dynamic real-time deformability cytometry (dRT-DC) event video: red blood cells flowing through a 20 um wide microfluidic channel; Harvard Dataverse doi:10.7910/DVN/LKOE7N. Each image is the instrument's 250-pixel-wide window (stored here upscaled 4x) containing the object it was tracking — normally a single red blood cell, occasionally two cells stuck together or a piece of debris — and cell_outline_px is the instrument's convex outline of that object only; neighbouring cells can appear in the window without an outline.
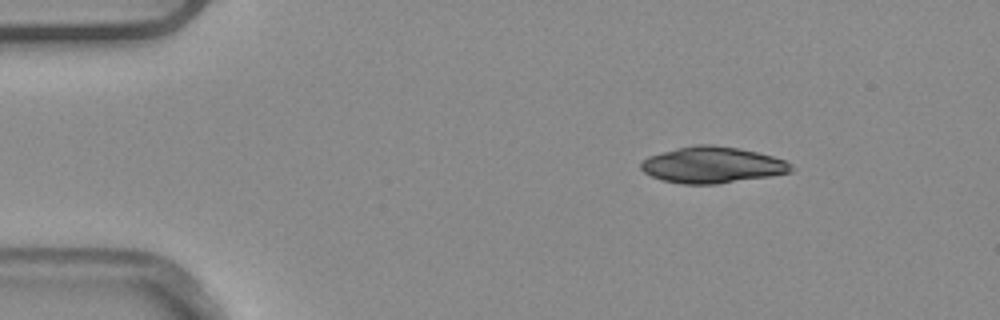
{"species": "common noctule bat (a hibernating species)", "species_latin": "Nyctalus noctula", "temperature_condition": "warm", "stored_images_in_passage": 3, "camera_frame_rate_fps": 3000, "um_per_image_px": 0.085, "animal": {"sex": "male", "body_mass_g": 20.4}, "frame": {"image": 1, "passage_image": 1, "time_ms": 0.0, "image_size_px": [1000, 320], "cell_outline_px": [[792, 172], [768, 176], [716, 184], [684, 184], [664, 180], [652, 176], [644, 172], [640, 168], [640, 164], [648, 156], [676, 148], [696, 144], [712, 144], [740, 148], [772, 156], [784, 160], [792, 164]], "centroid_in_image_um": [60.54, 14.01], "position_along_channel_um": 24.5, "area_um2": 31.56}}